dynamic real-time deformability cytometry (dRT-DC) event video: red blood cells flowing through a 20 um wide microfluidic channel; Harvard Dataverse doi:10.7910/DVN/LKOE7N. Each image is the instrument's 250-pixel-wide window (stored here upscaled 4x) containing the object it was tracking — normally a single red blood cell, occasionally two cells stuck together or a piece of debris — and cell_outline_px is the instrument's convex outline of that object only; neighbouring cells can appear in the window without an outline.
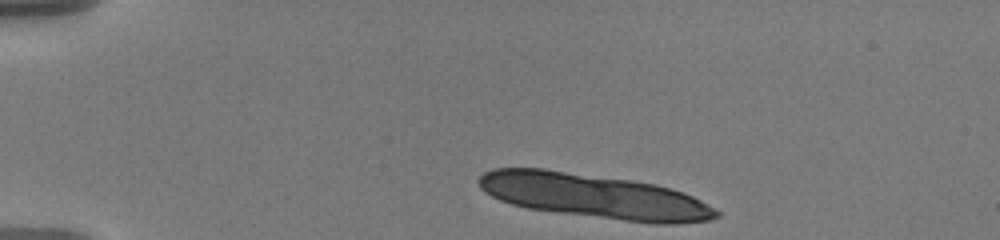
{"species": "human", "species_latin": "Homo sapiens", "temperature_condition": "warm", "stored_images_in_passage": 9, "camera_frame_rate_fps": 3000, "um_per_image_px": 0.085, "donor": {"sex": "male"}, "frame": {"image": 1, "passage_image": 1, "time_ms": 0.0, "image_size_px": [1000, 240], "cell_outline_px": [[720, 216], [708, 220], [676, 224], [652, 224], [556, 212], [528, 208], [512, 204], [500, 200], [484, 192], [480, 188], [476, 180], [484, 172], [492, 168], [544, 168], [632, 180], [656, 184], [672, 188], [684, 192], [700, 200], [720, 212]], "centroid_in_image_um": [50.49, 16.66], "position_along_channel_um": 34.5, "area_um2": 61.85}}